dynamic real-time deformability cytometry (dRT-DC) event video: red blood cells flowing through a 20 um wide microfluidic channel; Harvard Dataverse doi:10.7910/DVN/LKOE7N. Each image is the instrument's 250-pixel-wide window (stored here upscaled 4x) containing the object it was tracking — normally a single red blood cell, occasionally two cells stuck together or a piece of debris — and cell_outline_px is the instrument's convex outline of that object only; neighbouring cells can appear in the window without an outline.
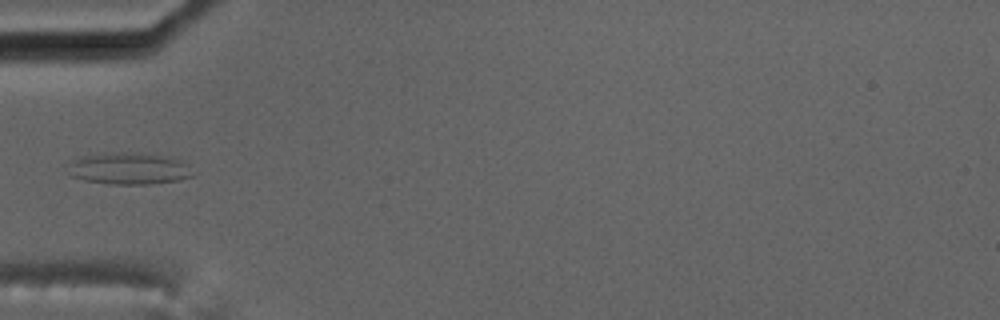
{"species": "common noctule bat (a hibernating species)", "species_latin": "Nyctalus noctula", "temperature_condition": "cold", "stored_images_in_passage": 7, "camera_frame_rate_fps": 3000, "um_per_image_px": 0.085, "animal": {"sex": "male", "body_mass_g": 17.5, "forearm_length_mm": 52.3}, "frame": {"image": 1, "passage_image": 6, "time_ms": 5.667, "image_size_px": [1000, 320], "cell_outline_px": [[196, 172], [192, 176], [180, 180], [148, 184], [108, 184], [84, 180], [72, 176], [68, 172], [72, 160], [76, 156], [104, 152], [140, 152], [180, 160]], "centroid_in_image_um": [10.92, 14.31], "position_along_channel_um": 74.1, "area_um2": 23.41}}